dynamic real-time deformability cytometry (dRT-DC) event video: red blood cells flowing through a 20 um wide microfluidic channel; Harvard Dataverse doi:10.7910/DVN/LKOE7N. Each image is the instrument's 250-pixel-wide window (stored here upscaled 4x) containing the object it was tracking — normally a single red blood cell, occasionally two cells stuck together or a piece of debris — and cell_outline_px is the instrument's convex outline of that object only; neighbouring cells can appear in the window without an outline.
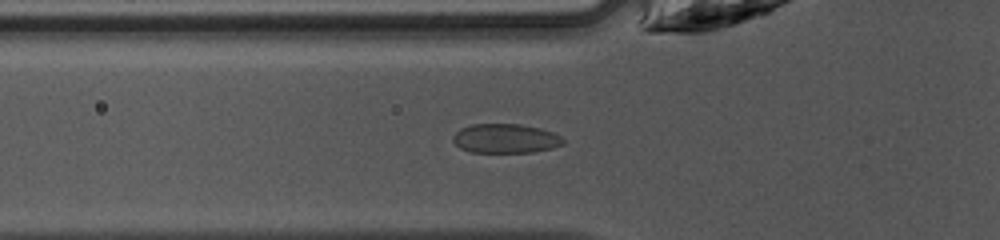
{"species": "common noctule bat (a hibernating species)", "species_latin": "Nyctalus noctula", "temperature_condition": "warm", "stored_images_in_passage": 35, "camera_frame_rate_fps": 3000, "um_per_image_px": 0.085, "animal": {"sex": "female", "body_mass_g": 10.0, "forearm_length_mm": 53.1}, "frame": {"image": 1, "passage_image": 5, "time_ms": 1.333, "image_size_px": [1000, 240], "cell_outline_px": [[564, 144], [552, 148], [532, 152], [472, 152], [460, 148], [452, 140], [452, 136], [460, 128], [472, 124], [520, 124], [540, 128], [552, 132], [560, 136], [564, 140]], "centroid_in_image_um": [42.95, 11.77], "position_along_channel_um": 82.8, "area_um2": 18.79}}
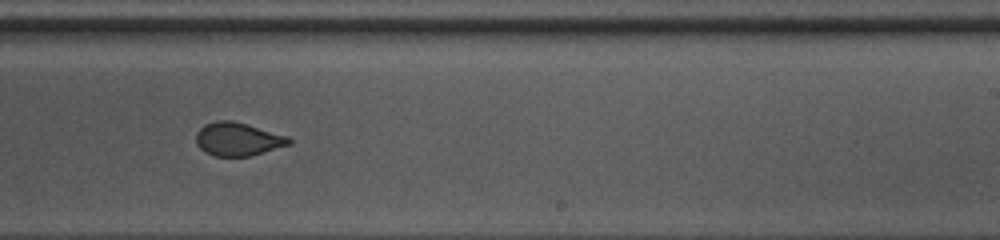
{"frame": {"image": 2, "passage_image": 18, "time_ms": 5.667, "image_size_px": [1000, 240], "cell_outline_px": [[292, 144], [252, 156], [216, 156], [204, 152], [196, 144], [196, 132], [204, 124], [216, 120], [232, 120], [248, 124], [288, 136], [292, 140]], "centroid_in_image_um": [20.23, 11.82], "position_along_channel_um": 268.8, "area_um2": 18.32}}
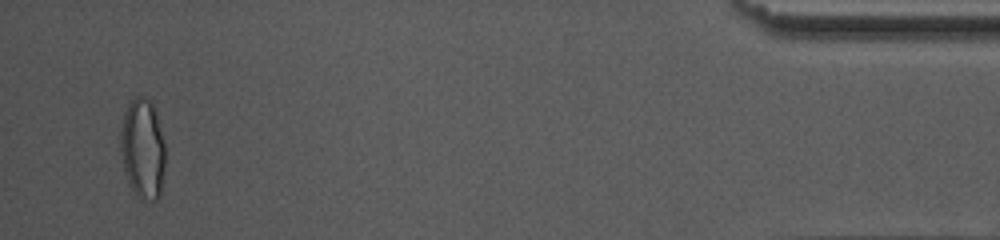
{"frame": {"image": 3, "passage_image": 34, "time_ms": 11.0, "image_size_px": [1000, 240], "cell_outline_px": [[164, 164], [160, 196], [156, 200], [140, 200], [132, 188], [124, 172], [120, 152], [120, 132], [124, 112], [128, 104], [136, 96], [144, 96], [152, 100], [156, 112], [164, 144]], "centroid_in_image_um": [12.11, 12.62], "position_along_channel_um": 423.1, "area_um2": 26.24}, "authors_computed_cell_mechanics": {"area_um2": 18.9006, "velocity_mm_per_s": 4.2614, "shape_relaxation_time_tau1_ms": 6.9949, "shape_relaxation_time_tau2_ms": null, "deformation_change_tau1": 0.1899, "deformation_change_tau2": null}}